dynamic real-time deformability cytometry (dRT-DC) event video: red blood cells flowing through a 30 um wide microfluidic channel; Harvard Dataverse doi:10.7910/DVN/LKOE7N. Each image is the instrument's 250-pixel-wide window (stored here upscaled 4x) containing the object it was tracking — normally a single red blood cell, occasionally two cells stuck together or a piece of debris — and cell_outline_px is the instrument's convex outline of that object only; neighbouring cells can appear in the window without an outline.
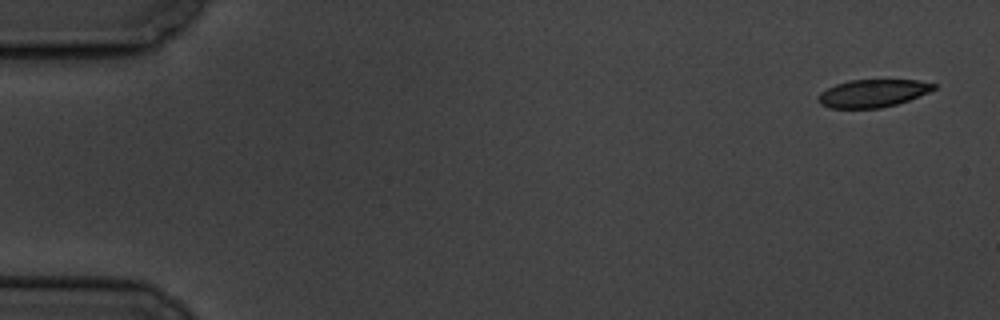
{"species": "common noctule bat (a hibernating species)", "species_latin": "Nyctalus noctula", "temperature_condition": "cold", "stored_images_in_passage": 5, "camera_frame_rate_fps": 3000, "um_per_image_px": 0.085, "animal": {"sex": "male", "body_mass_g": 19.5, "forearm_length_mm": 54.6}, "frame": {"image": 1, "passage_image": 1, "time_ms": 0.0, "image_size_px": [1000, 320], "cell_outline_px": [[936, 88], [928, 92], [908, 100], [896, 104], [880, 108], [828, 108], [820, 104], [816, 100], [820, 92], [836, 84], [848, 80], [916, 80], [936, 84]], "centroid_in_image_um": [74.14, 7.93], "position_along_channel_um": 10.9, "area_um2": 18.61}}